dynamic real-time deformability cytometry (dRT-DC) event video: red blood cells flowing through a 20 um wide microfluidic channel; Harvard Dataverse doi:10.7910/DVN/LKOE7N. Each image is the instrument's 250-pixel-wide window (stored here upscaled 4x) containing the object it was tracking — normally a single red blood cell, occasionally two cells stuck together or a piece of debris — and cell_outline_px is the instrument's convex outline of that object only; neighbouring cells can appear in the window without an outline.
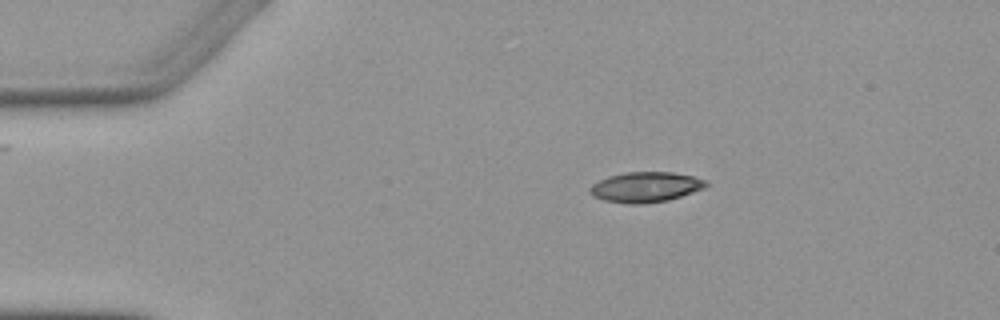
{"species": "Egyptian fruit bat (a non-hibernating species)", "species_latin": "Rousettus aegyptiacus", "temperature_condition": "warm", "stored_images_in_passage": 3, "camera_frame_rate_fps": 3000, "um_per_image_px": 0.085, "animal": {"sex": "female"}, "frame": {"image": 1, "passage_image": 1, "time_ms": 0.0, "image_size_px": [1000, 320], "cell_outline_px": [[708, 184], [704, 188], [668, 200], [644, 204], [628, 204], [604, 200], [592, 196], [588, 192], [588, 188], [592, 184], [608, 176], [624, 172], [672, 172], [692, 176], [708, 180]], "centroid_in_image_um": [54.84, 15.9], "position_along_channel_um": 30.2, "area_um2": 20.58}}
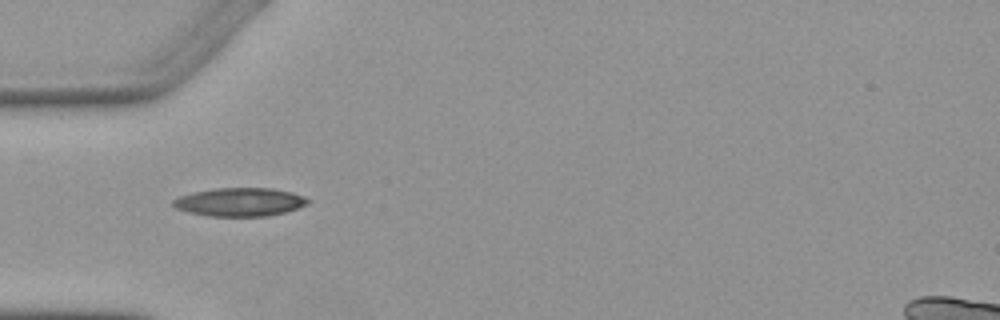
{"frame": {"image": 2, "passage_image": 3, "time_ms": 2.333, "image_size_px": [1000, 320], "cell_outline_px": [[308, 204], [284, 212], [268, 216], [208, 216], [188, 212], [176, 208], [172, 204], [172, 200], [180, 196], [192, 192], [216, 188], [272, 188], [292, 192], [304, 196], [308, 200]], "centroid_in_image_um": [20.36, 17.17], "position_along_channel_um": 64.6, "area_um2": 22.25}}